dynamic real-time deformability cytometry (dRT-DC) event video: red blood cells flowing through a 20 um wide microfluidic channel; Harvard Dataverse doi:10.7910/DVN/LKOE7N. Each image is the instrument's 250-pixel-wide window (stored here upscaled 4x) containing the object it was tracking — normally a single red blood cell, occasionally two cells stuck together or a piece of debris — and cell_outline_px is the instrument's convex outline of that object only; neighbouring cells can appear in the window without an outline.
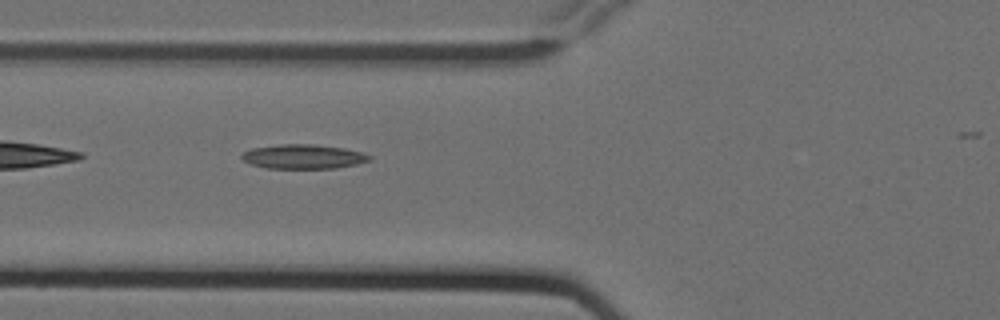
{"species": "Egyptian fruit bat (a non-hibernating species)", "species_latin": "Rousettus aegyptiacus", "temperature_condition": "cold", "stored_images_in_passage": 2, "camera_frame_rate_fps": 3000, "um_per_image_px": 0.085, "animal": {"sex": "female"}, "frame": {"image": 1, "passage_image": 2, "time_ms": 0.333, "image_size_px": [1000, 320], "cell_outline_px": [[372, 160], [356, 164], [336, 168], [268, 168], [252, 164], [244, 160], [240, 156], [244, 152], [252, 148], [280, 144], [316, 144], [344, 148], [360, 152], [372, 156]], "centroid_in_image_um": [25.81, 13.3], "position_along_channel_um": 100.0, "area_um2": 18.03}}